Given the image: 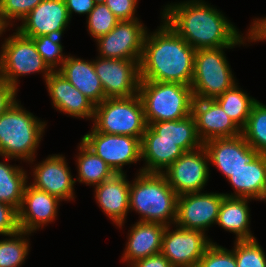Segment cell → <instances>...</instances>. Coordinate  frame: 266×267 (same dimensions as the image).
Instances as JSON below:
<instances>
[{"label":"cell","mask_w":266,"mask_h":267,"mask_svg":"<svg viewBox=\"0 0 266 267\" xmlns=\"http://www.w3.org/2000/svg\"><path fill=\"white\" fill-rule=\"evenodd\" d=\"M162 7L160 18L195 50L248 45L246 34L205 0L171 2Z\"/></svg>","instance_id":"6da1fadb"},{"label":"cell","mask_w":266,"mask_h":267,"mask_svg":"<svg viewBox=\"0 0 266 267\" xmlns=\"http://www.w3.org/2000/svg\"><path fill=\"white\" fill-rule=\"evenodd\" d=\"M161 20L155 31H147L139 63L140 80L191 86L196 50Z\"/></svg>","instance_id":"7a4b0ae2"},{"label":"cell","mask_w":266,"mask_h":267,"mask_svg":"<svg viewBox=\"0 0 266 267\" xmlns=\"http://www.w3.org/2000/svg\"><path fill=\"white\" fill-rule=\"evenodd\" d=\"M46 128V121L26 110L18 99L0 115V157L20 163L37 159Z\"/></svg>","instance_id":"3957f363"},{"label":"cell","mask_w":266,"mask_h":267,"mask_svg":"<svg viewBox=\"0 0 266 267\" xmlns=\"http://www.w3.org/2000/svg\"><path fill=\"white\" fill-rule=\"evenodd\" d=\"M130 182L129 211L138 213L143 222L174 225L178 195L162 173L135 174Z\"/></svg>","instance_id":"277c9868"},{"label":"cell","mask_w":266,"mask_h":267,"mask_svg":"<svg viewBox=\"0 0 266 267\" xmlns=\"http://www.w3.org/2000/svg\"><path fill=\"white\" fill-rule=\"evenodd\" d=\"M138 94L147 124L181 120L192 114L191 86L176 82L140 80Z\"/></svg>","instance_id":"5b68a950"},{"label":"cell","mask_w":266,"mask_h":267,"mask_svg":"<svg viewBox=\"0 0 266 267\" xmlns=\"http://www.w3.org/2000/svg\"><path fill=\"white\" fill-rule=\"evenodd\" d=\"M92 126L97 132L141 139L148 126L139 94L106 98L95 105Z\"/></svg>","instance_id":"8992f818"},{"label":"cell","mask_w":266,"mask_h":267,"mask_svg":"<svg viewBox=\"0 0 266 267\" xmlns=\"http://www.w3.org/2000/svg\"><path fill=\"white\" fill-rule=\"evenodd\" d=\"M233 48L235 47L195 51L194 74L191 82L194 99H215L238 82L225 53L227 49Z\"/></svg>","instance_id":"52a82bcc"},{"label":"cell","mask_w":266,"mask_h":267,"mask_svg":"<svg viewBox=\"0 0 266 267\" xmlns=\"http://www.w3.org/2000/svg\"><path fill=\"white\" fill-rule=\"evenodd\" d=\"M0 45V78L19 90L20 76L42 73L45 82L52 70L44 62L31 38L21 35L17 30Z\"/></svg>","instance_id":"ba28073f"},{"label":"cell","mask_w":266,"mask_h":267,"mask_svg":"<svg viewBox=\"0 0 266 267\" xmlns=\"http://www.w3.org/2000/svg\"><path fill=\"white\" fill-rule=\"evenodd\" d=\"M80 139L99 156L115 174H126L124 166L141 160V139L126 135L97 132L93 127Z\"/></svg>","instance_id":"9c48e42d"},{"label":"cell","mask_w":266,"mask_h":267,"mask_svg":"<svg viewBox=\"0 0 266 267\" xmlns=\"http://www.w3.org/2000/svg\"><path fill=\"white\" fill-rule=\"evenodd\" d=\"M209 158L205 148L185 152L162 174L178 196L204 191L210 176Z\"/></svg>","instance_id":"30bf717a"},{"label":"cell","mask_w":266,"mask_h":267,"mask_svg":"<svg viewBox=\"0 0 266 267\" xmlns=\"http://www.w3.org/2000/svg\"><path fill=\"white\" fill-rule=\"evenodd\" d=\"M212 243L214 241L207 233L183 229L175 224L168 225L163 233L161 253L173 267H197Z\"/></svg>","instance_id":"8fae6325"},{"label":"cell","mask_w":266,"mask_h":267,"mask_svg":"<svg viewBox=\"0 0 266 267\" xmlns=\"http://www.w3.org/2000/svg\"><path fill=\"white\" fill-rule=\"evenodd\" d=\"M33 159L28 162L30 165L32 177L30 185L34 188L47 192L48 194L58 197L61 201L75 200V179L71 173V168L67 162L65 155L52 154L41 162L34 163ZM33 164H35L33 166Z\"/></svg>","instance_id":"7c38bea8"},{"label":"cell","mask_w":266,"mask_h":267,"mask_svg":"<svg viewBox=\"0 0 266 267\" xmlns=\"http://www.w3.org/2000/svg\"><path fill=\"white\" fill-rule=\"evenodd\" d=\"M119 21L106 35L95 40L101 58L141 60L148 28L142 20Z\"/></svg>","instance_id":"4fadbf2b"},{"label":"cell","mask_w":266,"mask_h":267,"mask_svg":"<svg viewBox=\"0 0 266 267\" xmlns=\"http://www.w3.org/2000/svg\"><path fill=\"white\" fill-rule=\"evenodd\" d=\"M93 66L106 98H126L138 94L140 60H123L95 56Z\"/></svg>","instance_id":"5bb4252c"},{"label":"cell","mask_w":266,"mask_h":267,"mask_svg":"<svg viewBox=\"0 0 266 267\" xmlns=\"http://www.w3.org/2000/svg\"><path fill=\"white\" fill-rule=\"evenodd\" d=\"M224 193L198 192L178 196L175 225L204 233L216 224Z\"/></svg>","instance_id":"9a60e30c"},{"label":"cell","mask_w":266,"mask_h":267,"mask_svg":"<svg viewBox=\"0 0 266 267\" xmlns=\"http://www.w3.org/2000/svg\"><path fill=\"white\" fill-rule=\"evenodd\" d=\"M70 21L64 0H43L20 21L15 30L28 38L45 35L63 37Z\"/></svg>","instance_id":"2e32d148"},{"label":"cell","mask_w":266,"mask_h":267,"mask_svg":"<svg viewBox=\"0 0 266 267\" xmlns=\"http://www.w3.org/2000/svg\"><path fill=\"white\" fill-rule=\"evenodd\" d=\"M203 147L208 154L209 166L219 170L225 179L260 155L242 135L232 138H214L203 143Z\"/></svg>","instance_id":"e0dca14e"},{"label":"cell","mask_w":266,"mask_h":267,"mask_svg":"<svg viewBox=\"0 0 266 267\" xmlns=\"http://www.w3.org/2000/svg\"><path fill=\"white\" fill-rule=\"evenodd\" d=\"M61 200L47 192L26 184L18 210V224L22 231L36 233L58 218Z\"/></svg>","instance_id":"ac0fdd59"},{"label":"cell","mask_w":266,"mask_h":267,"mask_svg":"<svg viewBox=\"0 0 266 267\" xmlns=\"http://www.w3.org/2000/svg\"><path fill=\"white\" fill-rule=\"evenodd\" d=\"M45 85L52 107L69 117L93 121L95 104L76 89L58 71H52Z\"/></svg>","instance_id":"d6986e66"},{"label":"cell","mask_w":266,"mask_h":267,"mask_svg":"<svg viewBox=\"0 0 266 267\" xmlns=\"http://www.w3.org/2000/svg\"><path fill=\"white\" fill-rule=\"evenodd\" d=\"M192 115L200 140L232 138L241 135V129L226 115L215 99H194Z\"/></svg>","instance_id":"ffe728a7"},{"label":"cell","mask_w":266,"mask_h":267,"mask_svg":"<svg viewBox=\"0 0 266 267\" xmlns=\"http://www.w3.org/2000/svg\"><path fill=\"white\" fill-rule=\"evenodd\" d=\"M126 174H114L93 188L97 206L120 229L125 227L129 211L130 181ZM124 226V227H123Z\"/></svg>","instance_id":"44dd1931"},{"label":"cell","mask_w":266,"mask_h":267,"mask_svg":"<svg viewBox=\"0 0 266 267\" xmlns=\"http://www.w3.org/2000/svg\"><path fill=\"white\" fill-rule=\"evenodd\" d=\"M166 225L156 222L138 221L131 224L127 242L121 256L127 267L133 262L161 253L162 237Z\"/></svg>","instance_id":"7402d4cb"},{"label":"cell","mask_w":266,"mask_h":267,"mask_svg":"<svg viewBox=\"0 0 266 267\" xmlns=\"http://www.w3.org/2000/svg\"><path fill=\"white\" fill-rule=\"evenodd\" d=\"M233 193L226 197L251 198L266 202V154H260L253 162L231 173L226 179Z\"/></svg>","instance_id":"603a6c76"},{"label":"cell","mask_w":266,"mask_h":267,"mask_svg":"<svg viewBox=\"0 0 266 267\" xmlns=\"http://www.w3.org/2000/svg\"><path fill=\"white\" fill-rule=\"evenodd\" d=\"M77 57L67 54L66 59L57 71L85 97L97 105L106 99V96L101 81L95 72L93 59L91 61Z\"/></svg>","instance_id":"cb8c5ba5"},{"label":"cell","mask_w":266,"mask_h":267,"mask_svg":"<svg viewBox=\"0 0 266 267\" xmlns=\"http://www.w3.org/2000/svg\"><path fill=\"white\" fill-rule=\"evenodd\" d=\"M184 153L174 141L157 139V134L147 126L141 138V160L145 165L137 172L162 173Z\"/></svg>","instance_id":"d4e9b609"},{"label":"cell","mask_w":266,"mask_h":267,"mask_svg":"<svg viewBox=\"0 0 266 267\" xmlns=\"http://www.w3.org/2000/svg\"><path fill=\"white\" fill-rule=\"evenodd\" d=\"M252 200L254 199L225 196L220 204L215 225L233 233L235 241L256 238L250 228L251 210L249 203Z\"/></svg>","instance_id":"484cf974"},{"label":"cell","mask_w":266,"mask_h":267,"mask_svg":"<svg viewBox=\"0 0 266 267\" xmlns=\"http://www.w3.org/2000/svg\"><path fill=\"white\" fill-rule=\"evenodd\" d=\"M148 126L157 134V139H168L175 142L185 152L197 150L203 146L192 114L173 121L149 123Z\"/></svg>","instance_id":"4316f807"},{"label":"cell","mask_w":266,"mask_h":267,"mask_svg":"<svg viewBox=\"0 0 266 267\" xmlns=\"http://www.w3.org/2000/svg\"><path fill=\"white\" fill-rule=\"evenodd\" d=\"M77 155L75 154V166L77 177L75 182L86 184V186H97L103 181L110 179L115 173L99 156L88 148L81 140L77 145Z\"/></svg>","instance_id":"83f0119b"},{"label":"cell","mask_w":266,"mask_h":267,"mask_svg":"<svg viewBox=\"0 0 266 267\" xmlns=\"http://www.w3.org/2000/svg\"><path fill=\"white\" fill-rule=\"evenodd\" d=\"M2 159L3 162L0 161V202L9 204L19 210L25 186L29 182V174L23 169V166L5 162L7 160L12 161V158L2 157Z\"/></svg>","instance_id":"f1b7e54d"},{"label":"cell","mask_w":266,"mask_h":267,"mask_svg":"<svg viewBox=\"0 0 266 267\" xmlns=\"http://www.w3.org/2000/svg\"><path fill=\"white\" fill-rule=\"evenodd\" d=\"M236 83L232 88L226 90L215 100L219 103L227 116L242 129L251 113L253 105L258 101L256 98L249 96L241 86Z\"/></svg>","instance_id":"f546056e"},{"label":"cell","mask_w":266,"mask_h":267,"mask_svg":"<svg viewBox=\"0 0 266 267\" xmlns=\"http://www.w3.org/2000/svg\"><path fill=\"white\" fill-rule=\"evenodd\" d=\"M31 235L30 232L19 230L0 239V267H20L25 264L30 252Z\"/></svg>","instance_id":"4dcf8cb0"},{"label":"cell","mask_w":266,"mask_h":267,"mask_svg":"<svg viewBox=\"0 0 266 267\" xmlns=\"http://www.w3.org/2000/svg\"><path fill=\"white\" fill-rule=\"evenodd\" d=\"M241 135L260 154H266V104L259 100L253 105Z\"/></svg>","instance_id":"1f68e13d"},{"label":"cell","mask_w":266,"mask_h":267,"mask_svg":"<svg viewBox=\"0 0 266 267\" xmlns=\"http://www.w3.org/2000/svg\"><path fill=\"white\" fill-rule=\"evenodd\" d=\"M233 245L237 267H266V253L256 238L234 240Z\"/></svg>","instance_id":"d6a6232c"},{"label":"cell","mask_w":266,"mask_h":267,"mask_svg":"<svg viewBox=\"0 0 266 267\" xmlns=\"http://www.w3.org/2000/svg\"><path fill=\"white\" fill-rule=\"evenodd\" d=\"M86 18L88 34L94 40L109 33L119 23L105 3L95 4Z\"/></svg>","instance_id":"836d02e7"},{"label":"cell","mask_w":266,"mask_h":267,"mask_svg":"<svg viewBox=\"0 0 266 267\" xmlns=\"http://www.w3.org/2000/svg\"><path fill=\"white\" fill-rule=\"evenodd\" d=\"M61 38L50 35L31 38L34 41L37 51L52 71H57L67 57L63 53L64 46L61 43Z\"/></svg>","instance_id":"e575fe53"},{"label":"cell","mask_w":266,"mask_h":267,"mask_svg":"<svg viewBox=\"0 0 266 267\" xmlns=\"http://www.w3.org/2000/svg\"><path fill=\"white\" fill-rule=\"evenodd\" d=\"M41 1L43 0H0V24L10 31L15 27V21H21Z\"/></svg>","instance_id":"d590c367"},{"label":"cell","mask_w":266,"mask_h":267,"mask_svg":"<svg viewBox=\"0 0 266 267\" xmlns=\"http://www.w3.org/2000/svg\"><path fill=\"white\" fill-rule=\"evenodd\" d=\"M197 267H237V262L232 250L214 242L206 249Z\"/></svg>","instance_id":"8d00e7d4"},{"label":"cell","mask_w":266,"mask_h":267,"mask_svg":"<svg viewBox=\"0 0 266 267\" xmlns=\"http://www.w3.org/2000/svg\"><path fill=\"white\" fill-rule=\"evenodd\" d=\"M138 3V0H106L105 2L107 7L119 19V21L138 19V14H136Z\"/></svg>","instance_id":"74e56055"},{"label":"cell","mask_w":266,"mask_h":267,"mask_svg":"<svg viewBox=\"0 0 266 267\" xmlns=\"http://www.w3.org/2000/svg\"><path fill=\"white\" fill-rule=\"evenodd\" d=\"M19 230L18 210L9 204L0 202V236H8Z\"/></svg>","instance_id":"f35d334b"},{"label":"cell","mask_w":266,"mask_h":267,"mask_svg":"<svg viewBox=\"0 0 266 267\" xmlns=\"http://www.w3.org/2000/svg\"><path fill=\"white\" fill-rule=\"evenodd\" d=\"M248 44L266 41V16L253 18L250 27L246 31Z\"/></svg>","instance_id":"ab89813d"},{"label":"cell","mask_w":266,"mask_h":267,"mask_svg":"<svg viewBox=\"0 0 266 267\" xmlns=\"http://www.w3.org/2000/svg\"><path fill=\"white\" fill-rule=\"evenodd\" d=\"M18 91L14 86L0 78V115L17 101Z\"/></svg>","instance_id":"60d3db41"},{"label":"cell","mask_w":266,"mask_h":267,"mask_svg":"<svg viewBox=\"0 0 266 267\" xmlns=\"http://www.w3.org/2000/svg\"><path fill=\"white\" fill-rule=\"evenodd\" d=\"M64 2L70 20L73 13L83 16L86 14L87 17L96 4L94 0H64Z\"/></svg>","instance_id":"b9f144b4"},{"label":"cell","mask_w":266,"mask_h":267,"mask_svg":"<svg viewBox=\"0 0 266 267\" xmlns=\"http://www.w3.org/2000/svg\"><path fill=\"white\" fill-rule=\"evenodd\" d=\"M128 267H173V266L162 253H159L143 259H139L130 264Z\"/></svg>","instance_id":"7bdbcfd3"},{"label":"cell","mask_w":266,"mask_h":267,"mask_svg":"<svg viewBox=\"0 0 266 267\" xmlns=\"http://www.w3.org/2000/svg\"><path fill=\"white\" fill-rule=\"evenodd\" d=\"M5 32H7V28H4L1 24H0V37H2V34H5Z\"/></svg>","instance_id":"ee69618b"},{"label":"cell","mask_w":266,"mask_h":267,"mask_svg":"<svg viewBox=\"0 0 266 267\" xmlns=\"http://www.w3.org/2000/svg\"><path fill=\"white\" fill-rule=\"evenodd\" d=\"M94 1H95L96 4H98V3H105L106 2V0H94Z\"/></svg>","instance_id":"f6af8a7d"}]
</instances>
